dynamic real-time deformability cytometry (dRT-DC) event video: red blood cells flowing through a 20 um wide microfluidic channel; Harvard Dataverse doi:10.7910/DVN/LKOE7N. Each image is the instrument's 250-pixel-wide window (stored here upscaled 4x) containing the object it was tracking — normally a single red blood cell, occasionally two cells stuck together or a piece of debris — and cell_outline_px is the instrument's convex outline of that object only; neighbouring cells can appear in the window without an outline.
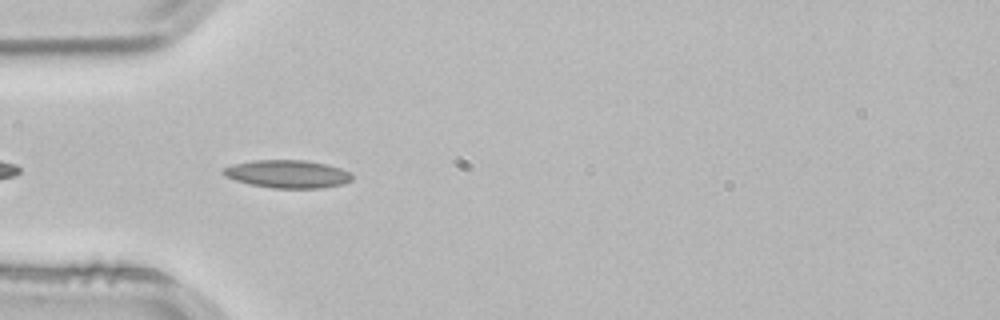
{"species": "common noctule bat (a hibernating species)", "species_latin": "Nyctalus noctula", "temperature_condition": "room temperature", "stored_images_in_passage": 9, "camera_frame_rate_fps": 3000, "um_per_image_px": 0.085, "animal": {"sex": "male", "body_mass_g": 21.5, "forearm_length_mm": 52.0}, "frame": {"image": 1, "passage_image": 3, "time_ms": 0.667, "image_size_px": [1000, 320], "cell_outline_px": [[352, 180], [344, 184], [320, 188], [272, 188], [252, 184], [236, 180], [224, 176], [220, 172], [224, 168], [232, 164], [252, 160], [308, 160], [328, 164], [352, 172]], "centroid_in_image_um": [24.46, 14.78], "position_along_channel_um": 60.5, "area_um2": 21.15}}